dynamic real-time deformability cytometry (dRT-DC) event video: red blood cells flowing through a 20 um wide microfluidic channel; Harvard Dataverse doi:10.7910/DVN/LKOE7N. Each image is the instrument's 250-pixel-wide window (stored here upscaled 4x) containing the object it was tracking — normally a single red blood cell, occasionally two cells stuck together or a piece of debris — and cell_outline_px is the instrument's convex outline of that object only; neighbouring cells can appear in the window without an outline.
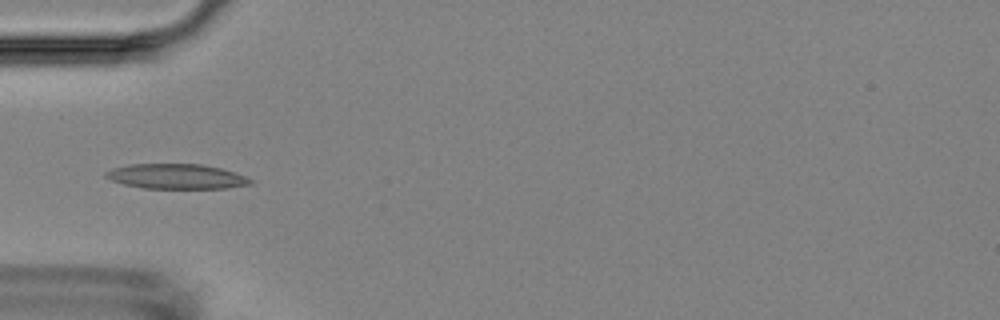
{"species": "Egyptian fruit bat (a non-hibernating species)", "species_latin": "Rousettus aegyptiacus", "temperature_condition": "room temperature", "stored_images_in_passage": 4, "camera_frame_rate_fps": 3000, "um_per_image_px": 0.085, "animal": {"sex": "female"}, "frame": {"image": 1, "passage_image": 4, "time_ms": 3.667, "image_size_px": [1000, 320], "cell_outline_px": [[252, 184], [224, 188], [144, 188], [124, 184], [112, 180], [104, 176], [104, 172], [112, 168], [132, 164], [200, 164], [220, 168], [236, 172], [252, 180]], "centroid_in_image_um": [14.98, 14.99], "position_along_channel_um": 70.0, "area_um2": 20.87}}